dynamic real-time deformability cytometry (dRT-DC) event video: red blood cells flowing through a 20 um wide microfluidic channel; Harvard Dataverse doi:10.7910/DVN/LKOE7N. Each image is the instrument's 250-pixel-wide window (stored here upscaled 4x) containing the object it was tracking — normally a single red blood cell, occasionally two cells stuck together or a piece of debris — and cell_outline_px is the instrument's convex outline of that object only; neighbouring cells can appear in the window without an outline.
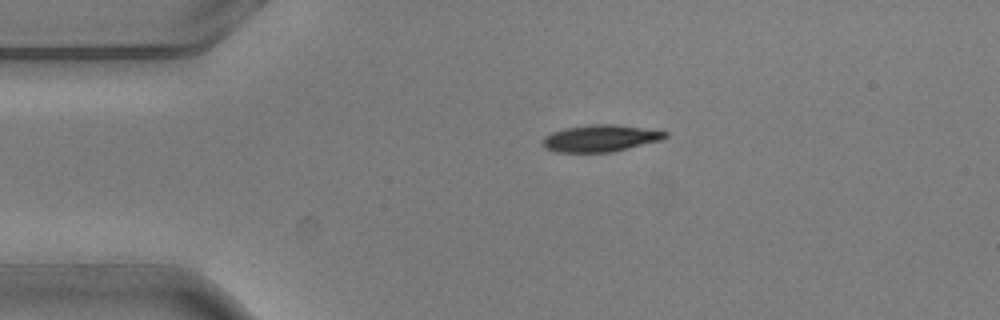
{"species": "common noctule bat (a hibernating species)", "species_latin": "Nyctalus noctula", "temperature_condition": "warm", "stored_images_in_passage": 2, "camera_frame_rate_fps": 3000, "um_per_image_px": 0.085, "animal": {"sex": "male", "body_mass_g": 20.5, "forearm_length_mm": 52.5}, "frame": {"image": 1, "passage_image": 1, "time_ms": 0.0, "image_size_px": [1000, 320], "cell_outline_px": [[668, 136], [660, 140], [612, 152], [556, 152], [544, 148], [544, 136], [552, 132], [564, 128], [592, 124], [616, 124], [668, 132]], "centroid_in_image_um": [51.01, 11.75], "position_along_channel_um": 34.0, "area_um2": 19.02}}